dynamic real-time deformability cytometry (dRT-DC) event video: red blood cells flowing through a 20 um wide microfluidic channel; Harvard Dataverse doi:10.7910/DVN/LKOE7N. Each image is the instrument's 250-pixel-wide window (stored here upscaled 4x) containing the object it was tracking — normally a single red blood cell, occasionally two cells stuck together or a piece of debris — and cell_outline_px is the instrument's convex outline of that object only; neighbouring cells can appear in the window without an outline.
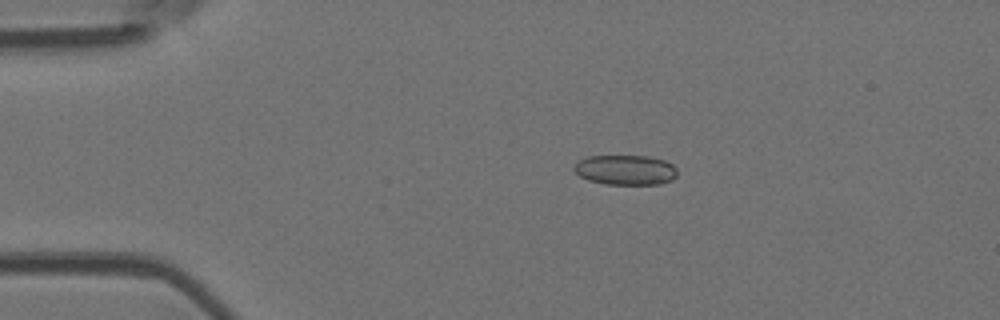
{"species": "Egyptian fruit bat (a non-hibernating species)", "species_latin": "Rousettus aegyptiacus", "temperature_condition": "room temperature", "stored_images_in_passage": 7, "camera_frame_rate_fps": 3000, "um_per_image_px": 0.085, "animal": {"sex": "female"}, "frame": {"image": 1, "passage_image": 2, "time_ms": 1.0, "image_size_px": [1000, 320], "cell_outline_px": [[676, 176], [672, 180], [660, 184], [604, 184], [588, 180], [580, 176], [572, 168], [580, 160], [588, 156], [648, 156], [664, 160], [672, 164], [676, 168]], "centroid_in_image_um": [53.17, 14.45], "position_along_channel_um": 31.8, "area_um2": 17.98}}
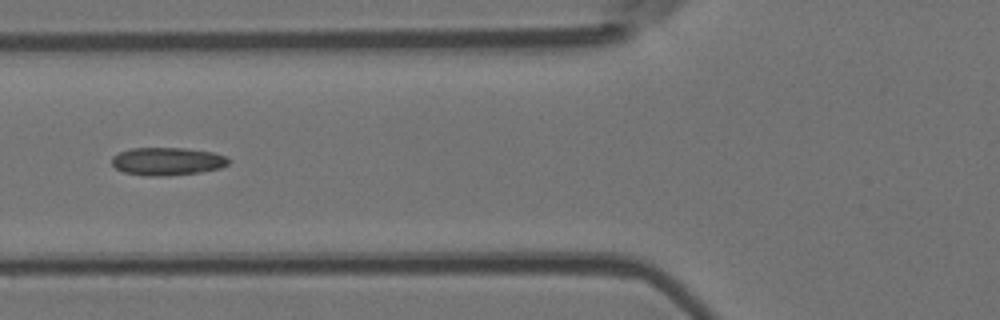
{"frame": {"image": 2, "passage_image": 4, "time_ms": 4.333, "image_size_px": [1000, 320], "cell_outline_px": [[228, 164], [220, 168], [200, 172], [164, 176], [144, 176], [124, 172], [116, 168], [112, 164], [112, 156], [120, 152], [132, 148], [184, 148], [212, 152], [224, 156], [228, 160]], "centroid_in_image_um": [14.18, 13.72], "position_along_channel_um": 111.6, "area_um2": 18.84}}
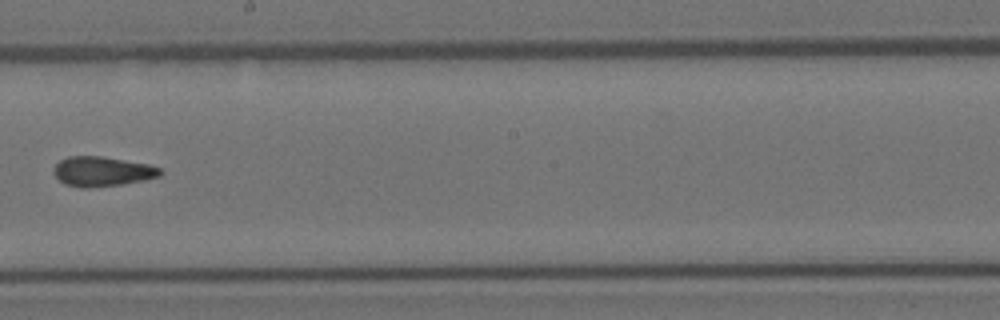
{"frame": {"image": 3, "passage_image": 7, "time_ms": 7.667, "image_size_px": [1000, 320], "cell_outline_px": [[164, 172], [160, 176], [144, 180], [120, 184], [88, 188], [80, 188], [64, 184], [52, 172], [52, 168], [60, 160], [68, 156], [100, 156], [148, 164], [160, 168]], "centroid_in_image_um": [8.66, 14.57], "position_along_channel_um": 239.5, "area_um2": 18.5}}